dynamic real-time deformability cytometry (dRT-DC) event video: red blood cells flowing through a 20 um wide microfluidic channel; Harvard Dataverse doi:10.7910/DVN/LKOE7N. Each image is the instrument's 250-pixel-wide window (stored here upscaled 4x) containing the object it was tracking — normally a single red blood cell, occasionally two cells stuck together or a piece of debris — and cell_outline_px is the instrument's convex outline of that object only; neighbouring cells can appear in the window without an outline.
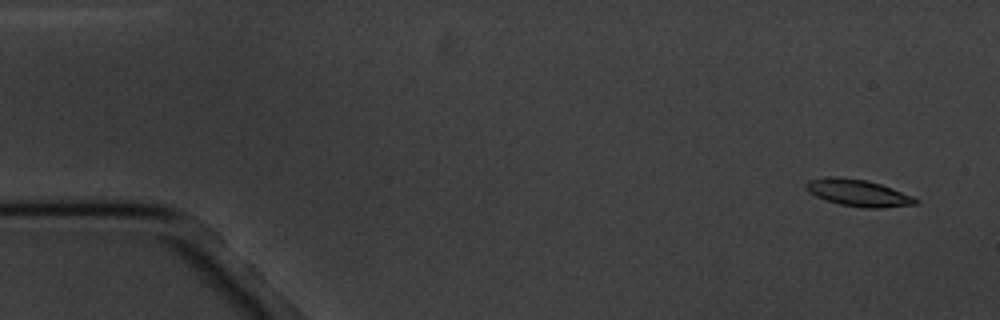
{"species": "common noctule bat (a hibernating species)", "species_latin": "Nyctalus noctula", "temperature_condition": "cold", "stored_images_in_passage": 5, "camera_frame_rate_fps": 3000, "um_per_image_px": 0.085, "animal": {"sex": "male", "body_mass_g": 20.1, "forearm_length_mm": 53.5}, "frame": {"image": 1, "passage_image": 1, "time_ms": 0.0, "image_size_px": [1000, 320], "cell_outline_px": [[920, 200], [916, 204], [884, 208], [864, 208], [840, 204], [824, 200], [808, 192], [804, 188], [804, 184], [808, 180], [828, 176], [840, 176], [868, 180], [892, 188], [912, 196]], "centroid_in_image_um": [72.9, 16.38], "position_along_channel_um": 12.1, "area_um2": 17.4}}
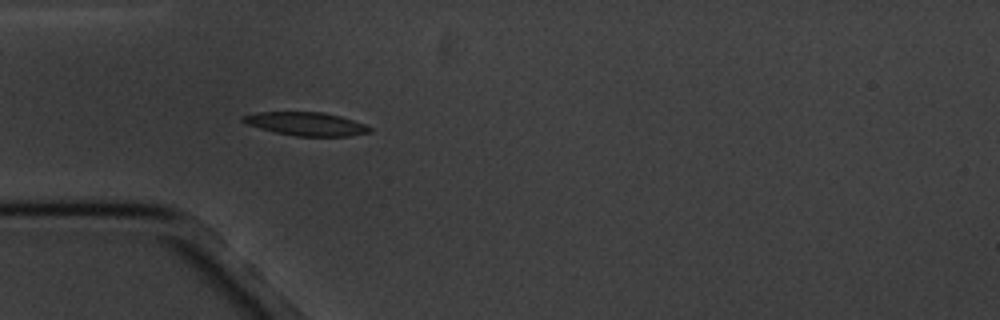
{"frame": {"image": 2, "passage_image": 5, "time_ms": 4.667, "image_size_px": [1000, 320], "cell_outline_px": [[372, 132], [348, 136], [296, 136], [276, 132], [260, 128], [248, 124], [240, 120], [240, 116], [256, 112], [324, 112], [340, 116], [364, 124], [372, 128]], "centroid_in_image_um": [26.01, 10.52], "position_along_channel_um": 59.0, "area_um2": 17.22}}